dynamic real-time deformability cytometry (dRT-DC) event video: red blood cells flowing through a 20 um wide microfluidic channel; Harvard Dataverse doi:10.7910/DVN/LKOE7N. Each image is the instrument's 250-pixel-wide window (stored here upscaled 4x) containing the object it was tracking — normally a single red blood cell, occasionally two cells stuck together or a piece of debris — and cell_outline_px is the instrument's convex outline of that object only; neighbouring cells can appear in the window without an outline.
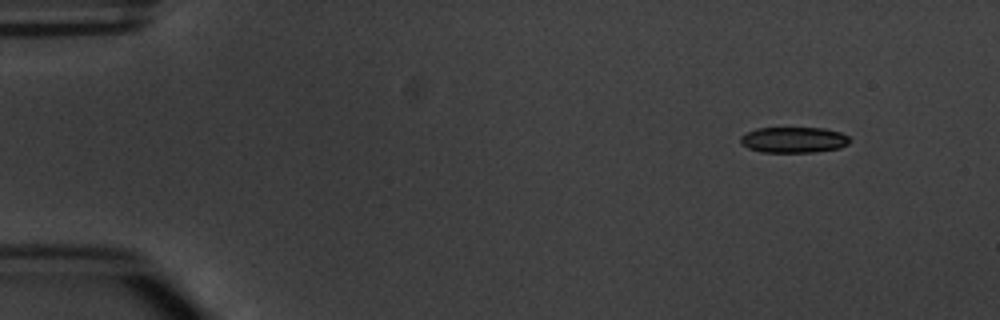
{"species": "common noctule bat (a hibernating species)", "species_latin": "Nyctalus noctula", "temperature_condition": "warm", "stored_images_in_passage": 5, "camera_frame_rate_fps": 3000, "um_per_image_px": 0.085, "animal": {"sex": "male", "body_mass_g": 20.1, "forearm_length_mm": 53.5}, "frame": {"image": 1, "passage_image": 2, "time_ms": 1.333, "image_size_px": [1000, 320], "cell_outline_px": [[852, 140], [848, 144], [840, 148], [812, 152], [764, 152], [748, 148], [740, 144], [740, 136], [756, 128], [824, 128], [840, 132], [848, 136]], "centroid_in_image_um": [67.47, 11.88], "position_along_channel_um": 17.5, "area_um2": 16.47}}
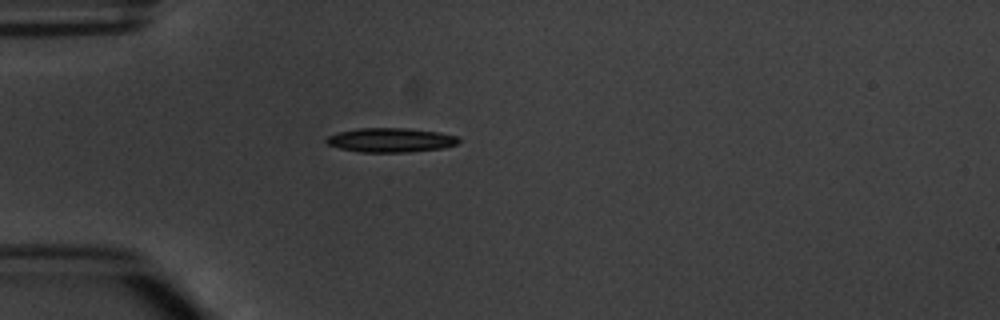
{"frame": {"image": 2, "passage_image": 5, "time_ms": 4.667, "image_size_px": [1000, 320], "cell_outline_px": [[460, 140], [456, 144], [444, 148], [408, 152], [360, 152], [340, 148], [328, 144], [324, 140], [328, 136], [340, 132], [356, 128], [404, 128], [440, 132], [456, 136]], "centroid_in_image_um": [33.21, 11.9], "position_along_channel_um": 51.8, "area_um2": 18.61}}